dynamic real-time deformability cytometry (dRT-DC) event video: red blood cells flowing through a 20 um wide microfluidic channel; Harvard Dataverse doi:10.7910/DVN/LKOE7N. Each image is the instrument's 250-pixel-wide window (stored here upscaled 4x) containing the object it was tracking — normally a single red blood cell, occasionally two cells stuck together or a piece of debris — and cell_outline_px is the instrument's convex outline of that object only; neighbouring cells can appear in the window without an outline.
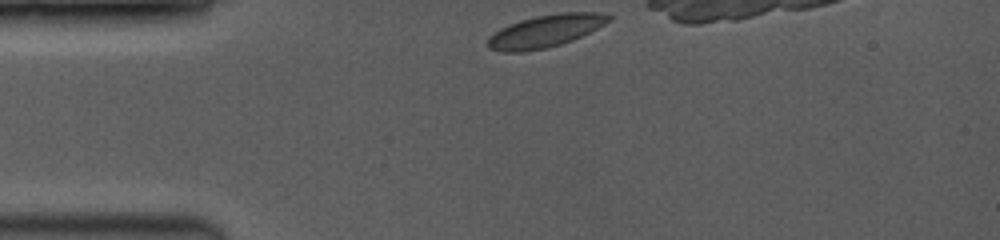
{"species": "common noctule bat (a hibernating species)", "species_latin": "Nyctalus noctula", "temperature_condition": "room temperature", "stored_images_in_passage": 35, "camera_frame_rate_fps": 3500, "um_per_image_px": 0.085, "animal": {"sex": "female", "body_mass_g": 19.0, "forearm_length_mm": 53.3}, "frame": {"image": 1, "passage_image": 1, "time_ms": 0.0, "image_size_px": [1000, 240], "cell_outline_px": [[612, 16], [604, 24], [572, 40], [560, 44], [544, 48], [520, 52], [504, 52], [488, 48], [488, 36], [492, 32], [508, 24], [520, 20], [536, 16], [560, 12], [600, 12]], "centroid_in_image_um": [46.3, 2.63], "position_along_channel_um": 38.7, "area_um2": 22.66}}
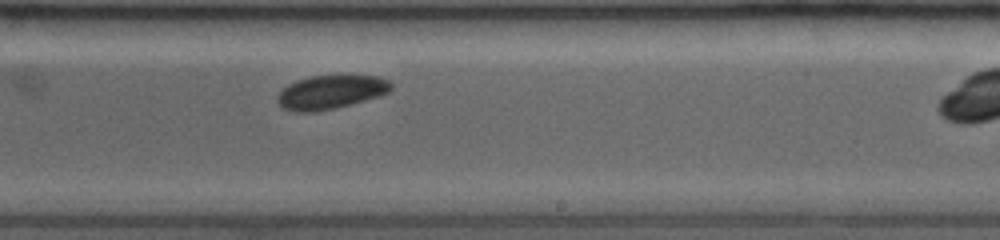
{"frame": {"image": 2, "passage_image": 19, "time_ms": 6.286, "image_size_px": [1000, 240], "cell_outline_px": [[392, 88], [388, 92], [364, 100], [336, 108], [312, 112], [296, 112], [280, 108], [276, 100], [276, 96], [288, 84], [296, 80], [308, 76], [380, 76], [388, 80], [392, 84]], "centroid_in_image_um": [28.05, 7.83], "position_along_channel_um": 260.9, "area_um2": 22.31}}
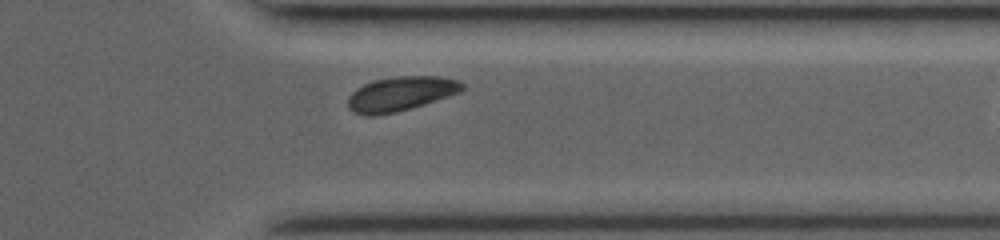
{"frame": {"image": 3, "passage_image": 30, "time_ms": 9.143, "image_size_px": [1000, 240], "cell_outline_px": [[464, 88], [460, 92], [424, 104], [396, 112], [376, 116], [364, 116], [352, 112], [348, 108], [348, 96], [356, 88], [372, 80], [396, 76], [436, 76], [460, 80], [464, 84]], "centroid_in_image_um": [34.02, 7.97], "position_along_channel_um": 377.4, "area_um2": 23.12}, "authors_computed_cell_mechanics": {"area_um2": 22.6576, "velocity_mm_per_s": 4.029, "shape_relaxation_time_tau1_ms": 0.5641, "shape_relaxation_time_tau2_ms": null, "deformation_change_tau1": 0.0568, "deformation_change_tau2": null}}